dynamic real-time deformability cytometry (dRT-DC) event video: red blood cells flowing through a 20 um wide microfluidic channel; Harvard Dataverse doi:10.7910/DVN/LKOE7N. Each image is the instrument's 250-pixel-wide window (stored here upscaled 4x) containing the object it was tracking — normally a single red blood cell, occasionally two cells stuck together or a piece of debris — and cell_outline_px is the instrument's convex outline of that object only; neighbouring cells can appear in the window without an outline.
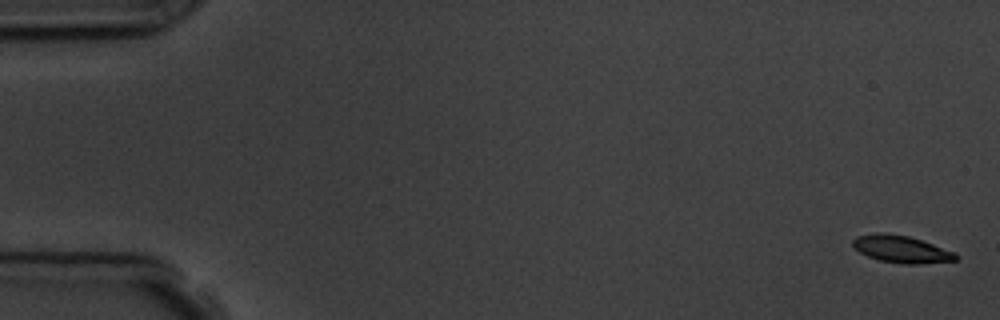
{"species": "common noctule bat (a hibernating species)", "species_latin": "Nyctalus noctula", "temperature_condition": "room temperature", "stored_images_in_passage": 9, "camera_frame_rate_fps": 3000, "um_per_image_px": 0.085, "animal": {"sex": "male", "body_mass_g": 19.5, "forearm_length_mm": 54.6}, "frame": {"image": 1, "passage_image": 1, "time_ms": 0.0, "image_size_px": [1000, 320], "cell_outline_px": [[960, 256], [956, 260], [916, 264], [900, 264], [880, 260], [868, 256], [860, 252], [852, 244], [852, 240], [856, 236], [880, 232], [884, 232], [908, 236], [956, 252]], "centroid_in_image_um": [76.62, 21.18], "position_along_channel_um": 8.4, "area_um2": 16.24}}
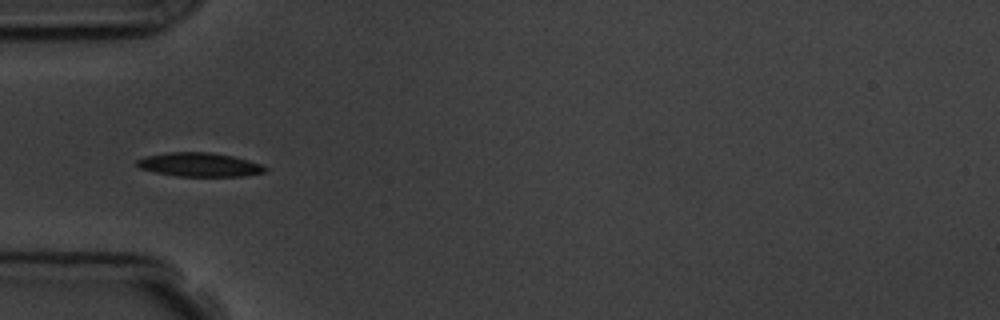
{"frame": {"image": 2, "passage_image": 6, "time_ms": 5.667, "image_size_px": [1000, 320], "cell_outline_px": [[268, 168], [264, 172], [244, 176], [176, 176], [156, 172], [140, 168], [136, 164], [136, 160], [148, 156], [168, 152], [212, 152], [232, 156], [248, 160], [260, 164]], "centroid_in_image_um": [16.96, 13.99], "position_along_channel_um": 68.0, "area_um2": 17.69}}